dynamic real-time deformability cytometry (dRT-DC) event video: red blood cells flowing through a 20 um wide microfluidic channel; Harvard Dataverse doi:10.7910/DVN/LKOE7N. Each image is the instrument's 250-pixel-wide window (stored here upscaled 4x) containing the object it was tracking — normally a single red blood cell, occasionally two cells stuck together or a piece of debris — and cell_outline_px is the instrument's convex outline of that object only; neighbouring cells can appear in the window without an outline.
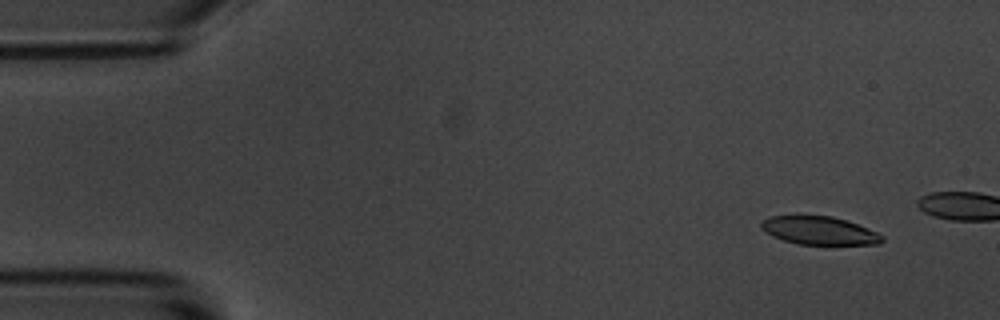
{"species": "common noctule bat (a hibernating species)", "species_latin": "Nyctalus noctula", "temperature_condition": "room temperature", "stored_images_in_passage": 5, "camera_frame_rate_fps": 3000, "um_per_image_px": 0.085, "animal": {"sex": "male", "body_mass_g": 20.1, "forearm_length_mm": 53.5}, "frame": {"image": 1, "passage_image": 2, "time_ms": 1.333, "image_size_px": [1000, 320], "cell_outline_px": [[884, 240], [880, 244], [796, 244], [772, 236], [760, 228], [760, 224], [764, 220], [772, 216], [796, 212], [832, 216], [848, 220], [868, 228], [884, 236]], "centroid_in_image_um": [69.59, 19.54], "position_along_channel_um": 15.4, "area_um2": 20.63}}